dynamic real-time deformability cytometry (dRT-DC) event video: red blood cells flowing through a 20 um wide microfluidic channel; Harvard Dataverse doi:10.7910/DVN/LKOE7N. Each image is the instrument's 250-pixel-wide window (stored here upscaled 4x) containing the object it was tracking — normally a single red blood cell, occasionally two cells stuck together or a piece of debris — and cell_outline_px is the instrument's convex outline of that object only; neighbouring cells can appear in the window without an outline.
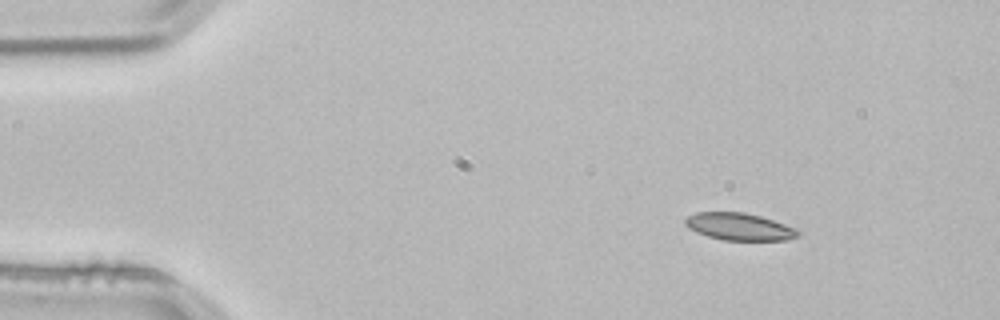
{"species": "common noctule bat (a hibernating species)", "species_latin": "Nyctalus noctula", "temperature_condition": "room temperature", "stored_images_in_passage": 3, "camera_frame_rate_fps": 3000, "um_per_image_px": 0.085, "animal": {"sex": "male", "body_mass_g": 21.5, "forearm_length_mm": 52.0}, "frame": {"image": 1, "passage_image": 1, "time_ms": 0.0, "image_size_px": [1000, 320], "cell_outline_px": [[804, 232], [800, 236], [788, 240], [724, 240], [708, 236], [696, 232], [688, 228], [684, 224], [684, 220], [688, 216], [696, 212], [744, 212], [760, 216], [796, 228]], "centroid_in_image_um": [62.87, 19.27], "position_along_channel_um": 22.1, "area_um2": 18.03}}
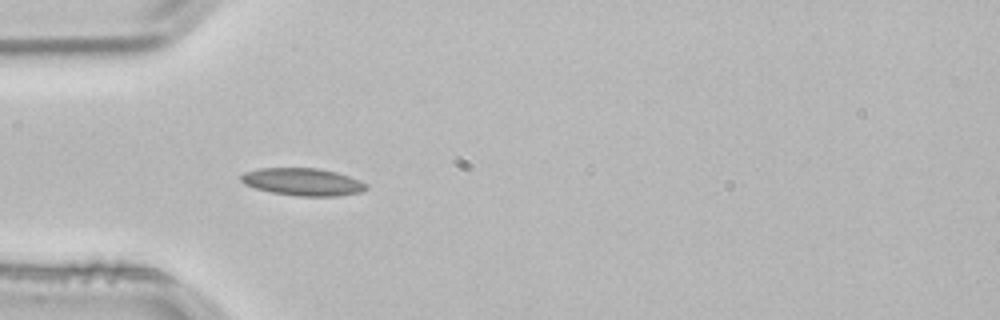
{"frame": {"image": 2, "passage_image": 3, "time_ms": 0.667, "image_size_px": [1000, 320], "cell_outline_px": [[368, 188], [360, 192], [336, 196], [300, 196], [272, 192], [256, 188], [244, 184], [240, 180], [240, 176], [244, 172], [260, 168], [316, 168], [336, 172], [360, 180], [368, 184]], "centroid_in_image_um": [25.74, 15.45], "position_along_channel_um": 59.3, "area_um2": 19.94}}